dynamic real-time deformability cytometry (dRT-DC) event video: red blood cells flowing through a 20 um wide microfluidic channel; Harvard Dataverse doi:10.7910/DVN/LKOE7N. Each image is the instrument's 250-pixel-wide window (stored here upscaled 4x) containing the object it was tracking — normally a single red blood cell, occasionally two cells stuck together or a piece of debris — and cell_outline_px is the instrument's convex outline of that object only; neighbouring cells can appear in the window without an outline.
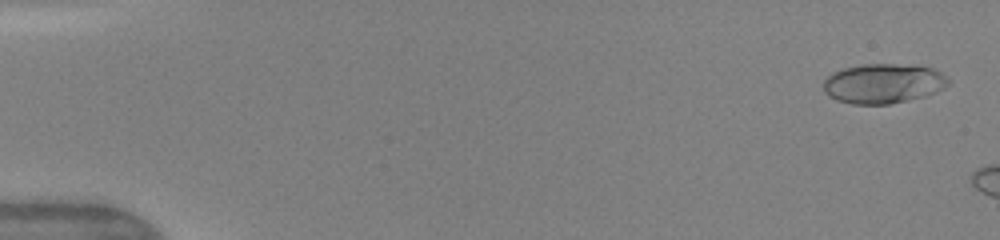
{"species": "human", "species_latin": "Homo sapiens", "temperature_condition": "warm", "stored_images_in_passage": 7, "camera_frame_rate_fps": 3000, "um_per_image_px": 0.085, "donor": {"sex": "female"}, "frame": {"image": 1, "passage_image": 2, "time_ms": 0.333, "image_size_px": [1000, 240], "cell_outline_px": [[948, 84], [944, 88], [936, 92], [924, 96], [908, 100], [888, 104], [852, 104], [836, 100], [828, 96], [824, 92], [824, 80], [832, 72], [844, 68], [864, 64], [920, 64], [932, 68], [940, 72], [948, 80]], "centroid_in_image_um": [75.07, 7.09], "position_along_channel_um": 9.9, "area_um2": 29.07}}